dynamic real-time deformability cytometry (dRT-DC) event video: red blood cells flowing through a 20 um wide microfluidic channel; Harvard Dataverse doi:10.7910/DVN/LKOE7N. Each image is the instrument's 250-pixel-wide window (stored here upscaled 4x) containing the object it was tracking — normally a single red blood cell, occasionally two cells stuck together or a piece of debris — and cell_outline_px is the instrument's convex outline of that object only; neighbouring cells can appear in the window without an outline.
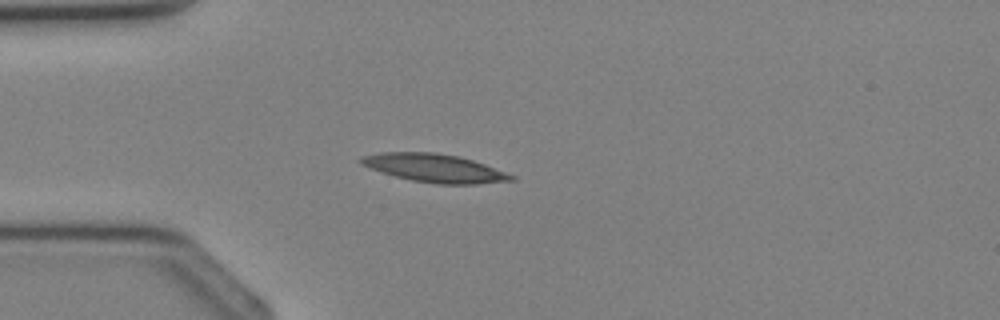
{"species": "Egyptian fruit bat (a non-hibernating species)", "species_latin": "Rousettus aegyptiacus", "temperature_condition": "cold", "stored_images_in_passage": 27, "camera_frame_rate_fps": 3000, "um_per_image_px": 0.085, "animal": {"sex": "female"}, "frame": {"image": 1, "passage_image": 1, "time_ms": 0.0, "image_size_px": [1000, 320], "cell_outline_px": [[516, 180], [476, 184], [436, 184], [412, 180], [396, 176], [360, 164], [356, 160], [360, 156], [380, 152], [432, 152], [460, 156], [484, 164], [516, 176]], "centroid_in_image_um": [36.93, 14.28], "position_along_channel_um": 48.1, "area_um2": 24.68}}
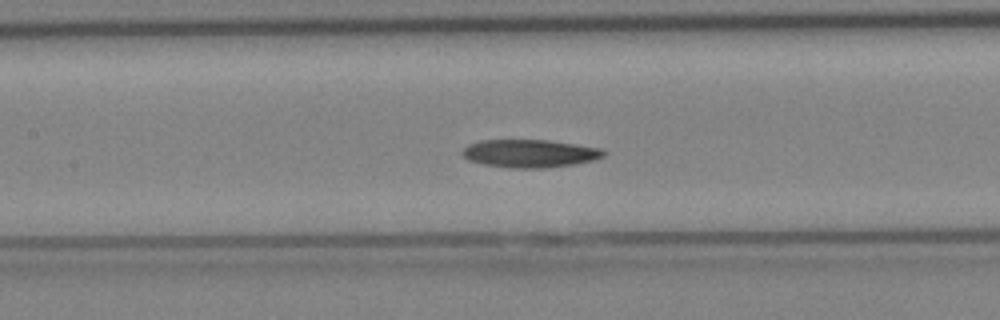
{"frame": {"image": 2, "passage_image": 8, "time_ms": 2.333, "image_size_px": [1000, 320], "cell_outline_px": [[604, 156], [592, 160], [572, 164], [548, 168], [508, 168], [484, 164], [468, 160], [460, 152], [468, 144], [480, 140], [548, 140], [604, 148]], "centroid_in_image_um": [45.01, 13.04], "position_along_channel_um": 162.4, "area_um2": 23.06}}
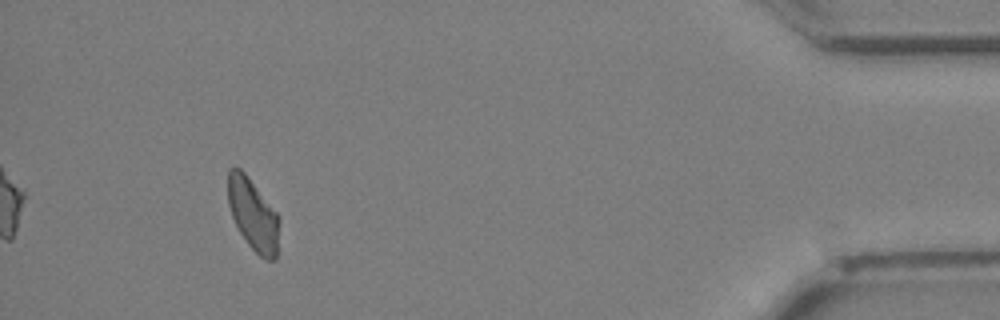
{"frame": {"image": 3, "passage_image": 25, "time_ms": 8.0, "image_size_px": [1000, 320], "cell_outline_px": [[280, 220], [276, 260], [264, 260], [248, 244], [240, 232], [232, 216], [228, 204], [228, 168], [240, 168], [244, 172], [280, 216]], "centroid_in_image_um": [21.53, 18.25], "position_along_channel_um": 413.7, "area_um2": 21.44}}